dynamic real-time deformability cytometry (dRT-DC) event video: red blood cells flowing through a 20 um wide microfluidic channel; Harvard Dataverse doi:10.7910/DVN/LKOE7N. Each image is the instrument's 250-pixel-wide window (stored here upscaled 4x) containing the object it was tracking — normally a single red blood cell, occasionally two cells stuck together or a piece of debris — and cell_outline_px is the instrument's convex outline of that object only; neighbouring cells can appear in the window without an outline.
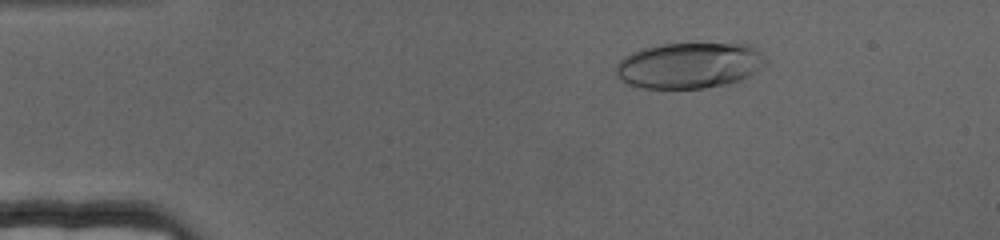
{"species": "human", "species_latin": "Homo sapiens", "temperature_condition": "cold", "stored_images_in_passage": 63, "camera_frame_rate_fps": 3000, "um_per_image_px": 0.085, "donor": {"sex": "female"}, "frame": {"image": 1, "passage_image": 4, "time_ms": 1.0, "image_size_px": [1000, 240], "cell_outline_px": [[768, 64], [756, 72], [740, 80], [724, 84], [704, 88], [644, 88], [628, 84], [620, 80], [616, 76], [616, 64], [624, 56], [632, 52], [644, 48], [660, 44], [736, 40], [744, 40], [752, 44], [768, 60]], "centroid_in_image_um": [58.69, 5.49], "position_along_channel_um": 26.3, "area_um2": 41.62}}
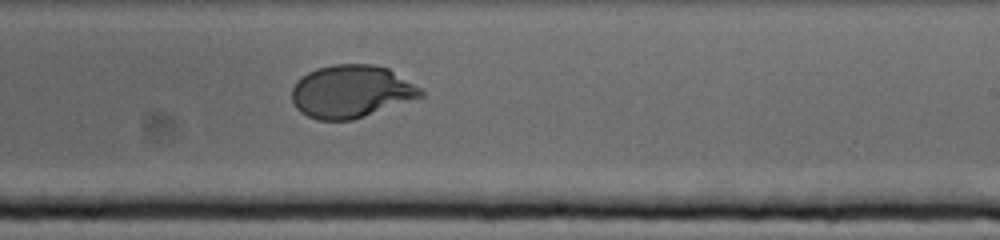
{"frame": {"image": 2, "passage_image": 36, "time_ms": 11.667, "image_size_px": [1000, 240], "cell_outline_px": [[424, 96], [352, 120], [316, 120], [300, 112], [296, 108], [292, 100], [292, 88], [296, 80], [300, 76], [316, 68], [332, 64], [372, 64], [388, 68], [420, 88], [424, 92]], "centroid_in_image_um": [29.81, 7.77], "position_along_channel_um": 259.2, "area_um2": 39.59}}
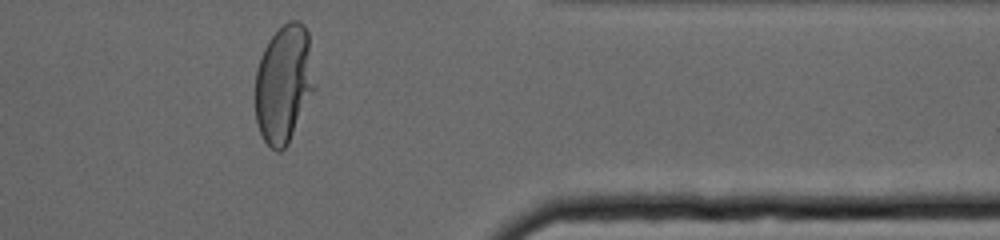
{"frame": {"image": 3, "passage_image": 51, "time_ms": 16.667, "image_size_px": [1000, 240], "cell_outline_px": [[316, 88], [288, 144], [280, 152], [276, 152], [264, 140], [260, 132], [256, 120], [256, 72], [260, 56], [268, 40], [288, 20], [300, 20], [304, 24], [308, 32], [316, 84]], "centroid_in_image_um": [24.15, 7.11], "position_along_channel_um": 387.3, "area_um2": 41.15}}